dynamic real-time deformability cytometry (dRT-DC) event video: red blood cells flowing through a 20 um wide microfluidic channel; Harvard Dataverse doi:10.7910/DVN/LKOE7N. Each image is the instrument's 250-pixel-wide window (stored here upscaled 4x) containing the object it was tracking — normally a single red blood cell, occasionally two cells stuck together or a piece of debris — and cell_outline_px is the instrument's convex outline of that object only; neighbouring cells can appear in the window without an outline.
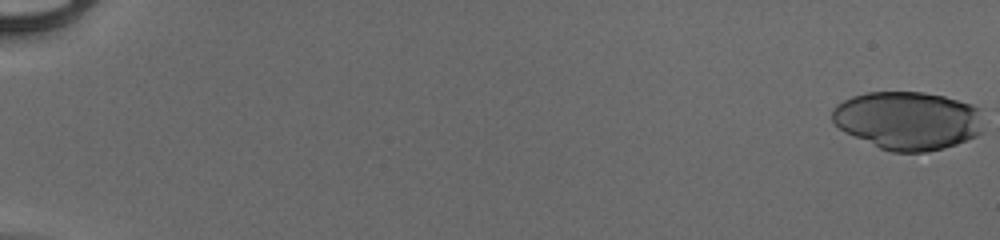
{"species": "human", "species_latin": "Homo sapiens", "temperature_condition": "cold", "stored_images_in_passage": 21, "camera_frame_rate_fps": 3000, "um_per_image_px": 0.085, "donor": {"sex": "male"}, "frame": {"image": 1, "passage_image": 1, "time_ms": 0.0, "image_size_px": [1000, 240], "cell_outline_px": [[984, 132], [976, 136], [956, 144], [944, 148], [924, 152], [892, 152], [880, 148], [844, 132], [832, 120], [832, 108], [836, 104], [852, 96], [868, 92], [924, 92], [944, 96], [972, 104], [980, 108]], "centroid_in_image_um": [77.19, 10.24], "position_along_channel_um": 7.8, "area_um2": 51.67}}
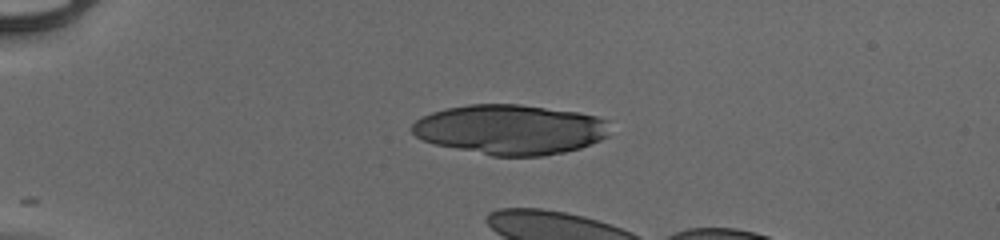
{"frame": {"image": 2, "passage_image": 16, "time_ms": 5.0, "image_size_px": [1000, 240], "cell_outline_px": [[608, 136], [600, 140], [580, 148], [564, 152], [544, 156], [492, 156], [436, 144], [424, 140], [416, 136], [408, 128], [416, 120], [432, 112], [444, 108], [468, 104], [520, 104], [576, 112], [596, 116], [608, 120]], "centroid_in_image_um": [43.36, 11.0], "position_along_channel_um": 41.6, "area_um2": 57.63}}